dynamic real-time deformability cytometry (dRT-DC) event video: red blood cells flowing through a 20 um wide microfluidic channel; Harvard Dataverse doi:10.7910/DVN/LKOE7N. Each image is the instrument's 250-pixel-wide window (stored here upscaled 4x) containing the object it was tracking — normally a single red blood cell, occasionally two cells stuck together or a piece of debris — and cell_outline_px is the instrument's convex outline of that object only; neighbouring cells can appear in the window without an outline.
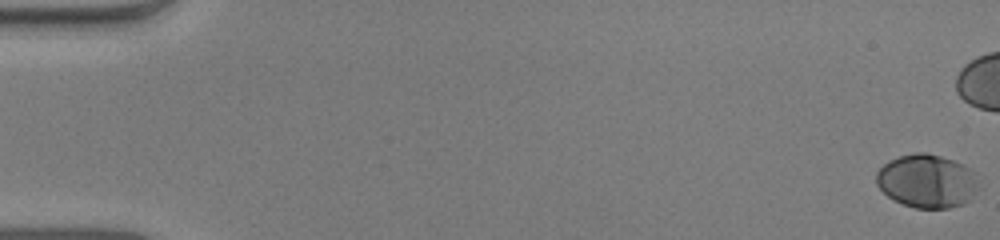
{"species": "human", "species_latin": "Homo sapiens", "temperature_condition": "warm", "stored_images_in_passage": 43, "camera_frame_rate_fps": 3000, "um_per_image_px": 0.085, "donor": {"sex": "male"}, "frame": {"image": 1, "passage_image": 1, "time_ms": 0.0, "image_size_px": [1000, 240], "cell_outline_px": [[976, 192], [964, 204], [948, 208], [916, 208], [892, 200], [876, 184], [876, 172], [888, 160], [900, 156], [916, 152], [924, 152], [940, 156], [964, 164], [976, 172]], "centroid_in_image_um": [78.78, 15.38], "position_along_channel_um": 6.2, "area_um2": 31.85}}
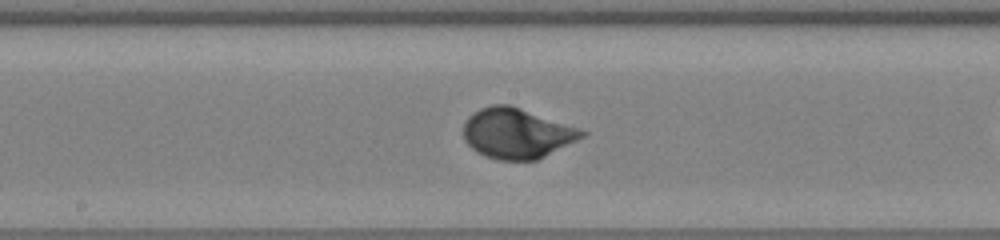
{"frame": {"image": 2, "passage_image": 29, "time_ms": 9.333, "image_size_px": [1000, 240], "cell_outline_px": [[588, 132], [584, 136], [536, 160], [496, 160], [484, 156], [472, 148], [464, 140], [464, 124], [468, 116], [480, 108], [492, 104], [508, 104], [580, 128]], "centroid_in_image_um": [43.9, 11.33], "position_along_channel_um": 204.3, "area_um2": 34.39}}
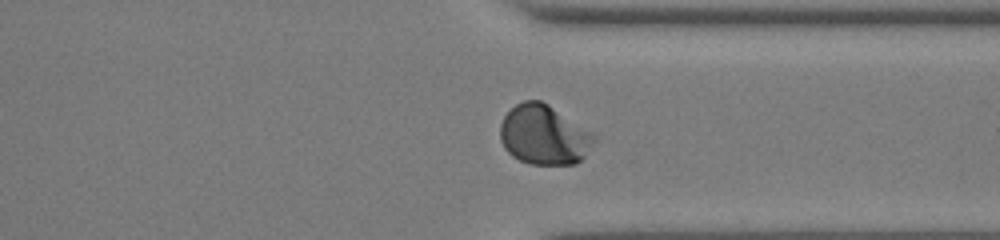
{"frame": {"image": 3, "passage_image": 41, "time_ms": 13.333, "image_size_px": [1000, 240], "cell_outline_px": [[596, 140], [584, 156], [576, 164], [528, 164], [512, 156], [504, 148], [500, 140], [500, 124], [504, 116], [516, 104], [524, 100], [540, 100], [548, 104], [596, 132]], "centroid_in_image_um": [46.26, 11.46], "position_along_channel_um": 365.1, "area_um2": 33.12}}